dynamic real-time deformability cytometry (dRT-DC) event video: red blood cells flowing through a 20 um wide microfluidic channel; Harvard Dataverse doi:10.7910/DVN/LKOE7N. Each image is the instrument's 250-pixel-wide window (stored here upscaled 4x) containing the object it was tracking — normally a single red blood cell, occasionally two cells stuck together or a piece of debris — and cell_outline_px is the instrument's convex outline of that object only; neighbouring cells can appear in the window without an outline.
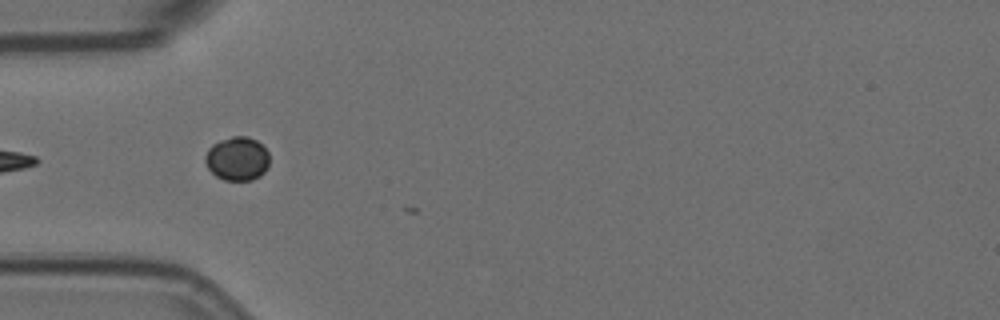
{"species": "Egyptian fruit bat (a non-hibernating species)", "species_latin": "Rousettus aegyptiacus", "temperature_condition": "room temperature", "stored_images_in_passage": 4, "camera_frame_rate_fps": 3000, "um_per_image_px": 0.085, "animal": {"sex": "female"}, "frame": {"image": 1, "passage_image": 2, "time_ms": 0.333, "image_size_px": [1000, 320], "cell_outline_px": [[268, 168], [260, 176], [252, 180], [224, 180], [216, 176], [208, 168], [204, 160], [204, 156], [208, 148], [212, 144], [220, 140], [232, 136], [248, 136], [256, 140], [268, 152]], "centroid_in_image_um": [20.15, 13.48], "position_along_channel_um": 64.9, "area_um2": 16.47}}